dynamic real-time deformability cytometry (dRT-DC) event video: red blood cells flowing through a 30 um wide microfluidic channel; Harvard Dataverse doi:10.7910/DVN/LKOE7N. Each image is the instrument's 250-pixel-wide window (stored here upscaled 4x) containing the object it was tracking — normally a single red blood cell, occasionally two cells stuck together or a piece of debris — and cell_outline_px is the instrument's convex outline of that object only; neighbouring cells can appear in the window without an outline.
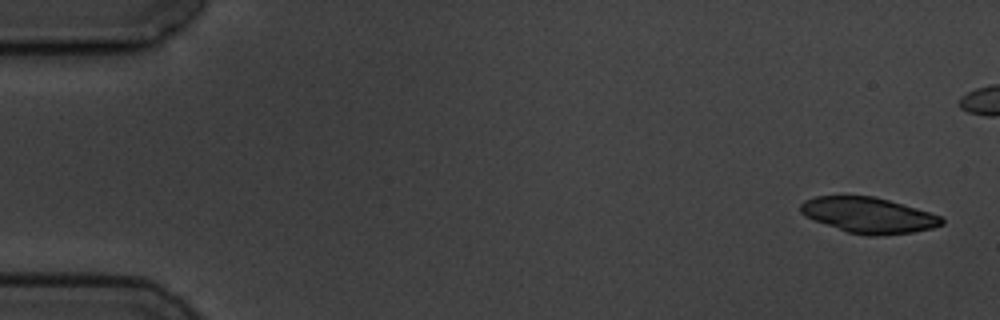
{"species": "common noctule bat (a hibernating species)", "species_latin": "Nyctalus noctula", "temperature_condition": "cold", "stored_images_in_passage": 6, "camera_frame_rate_fps": 3000, "um_per_image_px": 0.085, "animal": {"sex": "male", "body_mass_g": 19.5, "forearm_length_mm": 54.6}, "frame": {"image": 1, "passage_image": 1, "time_ms": 0.0, "image_size_px": [1000, 320], "cell_outline_px": [[944, 224], [932, 228], [912, 232], [876, 236], [868, 236], [848, 232], [804, 216], [800, 212], [800, 204], [804, 200], [816, 196], [876, 196], [916, 208], [940, 216], [944, 220]], "centroid_in_image_um": [73.81, 18.28], "position_along_channel_um": 11.2, "area_um2": 29.13}}